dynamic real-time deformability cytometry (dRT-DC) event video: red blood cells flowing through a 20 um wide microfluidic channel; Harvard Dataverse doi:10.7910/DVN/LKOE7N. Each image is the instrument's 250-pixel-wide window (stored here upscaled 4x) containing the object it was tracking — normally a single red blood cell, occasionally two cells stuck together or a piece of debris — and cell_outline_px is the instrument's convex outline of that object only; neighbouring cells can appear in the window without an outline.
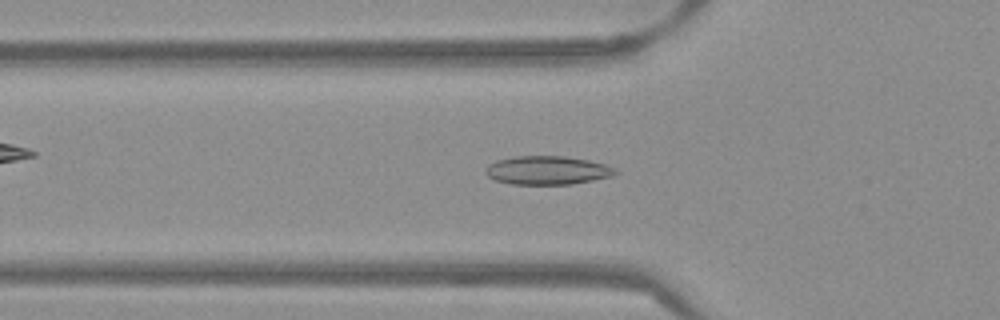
{"species": "Egyptian fruit bat (a non-hibernating species)", "species_latin": "Rousettus aegyptiacus", "temperature_condition": "warm", "stored_images_in_passage": 51, "camera_frame_rate_fps": 3000, "um_per_image_px": 0.085, "frame": {"image": 1, "passage_image": 17, "time_ms": 5.333, "image_size_px": [1000, 320], "cell_outline_px": [[620, 172], [612, 176], [572, 184], [512, 184], [496, 180], [488, 176], [484, 172], [484, 168], [488, 164], [496, 160], [516, 156], [564, 156], [588, 160], [604, 164], [616, 168]], "centroid_in_image_um": [46.52, 14.47], "position_along_channel_um": 79.3, "area_um2": 21.68}}
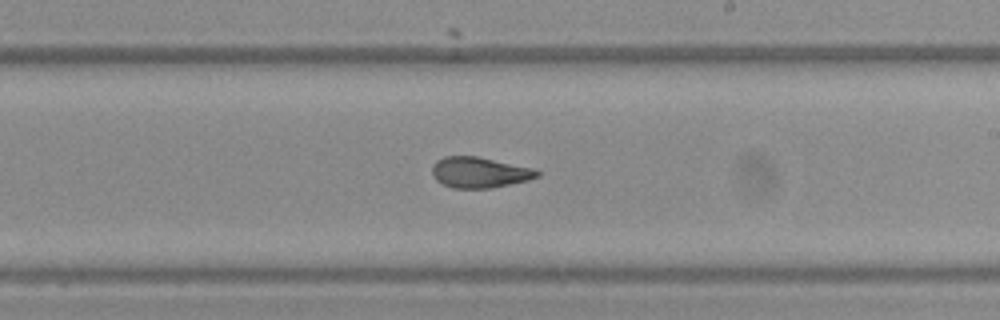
{"frame": {"image": 2, "passage_image": 30, "time_ms": 9.667, "image_size_px": [1000, 320], "cell_outline_px": [[540, 176], [528, 180], [492, 188], [452, 188], [436, 180], [432, 172], [432, 164], [436, 160], [444, 156], [476, 156], [536, 168], [540, 172]], "centroid_in_image_um": [40.78, 14.65], "position_along_channel_um": 248.2, "area_um2": 18.96}}
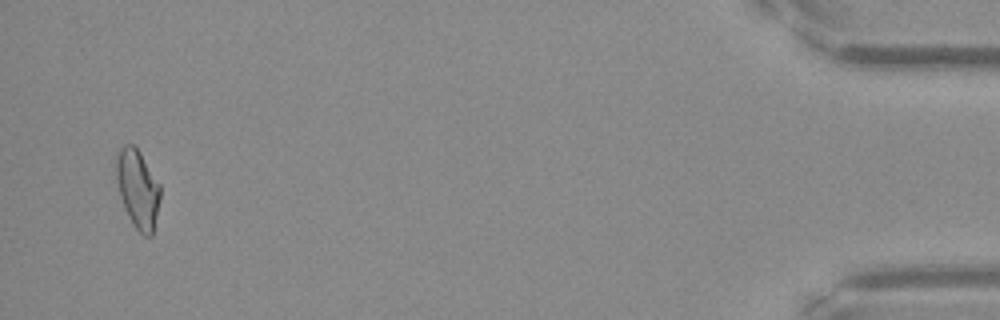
{"frame": {"image": 3, "passage_image": 50, "time_ms": 16.333, "image_size_px": [1000, 320], "cell_outline_px": [[160, 200], [152, 236], [144, 236], [132, 224], [124, 208], [120, 196], [116, 180], [116, 156], [120, 148], [124, 144], [132, 144], [140, 152], [160, 184]], "centroid_in_image_um": [11.7, 16.05], "position_along_channel_um": 423.5, "area_um2": 20.17}, "authors_computed_cell_mechanics": {"area_um2": 19.8254, "velocity_mm_per_s": 3.8752, "shape_relaxation_time_tau1_ms": null, "shape_relaxation_time_tau2_ms": 1.248, "deformation_change_tau1": null, "deformation_change_tau2": 0.0759}}